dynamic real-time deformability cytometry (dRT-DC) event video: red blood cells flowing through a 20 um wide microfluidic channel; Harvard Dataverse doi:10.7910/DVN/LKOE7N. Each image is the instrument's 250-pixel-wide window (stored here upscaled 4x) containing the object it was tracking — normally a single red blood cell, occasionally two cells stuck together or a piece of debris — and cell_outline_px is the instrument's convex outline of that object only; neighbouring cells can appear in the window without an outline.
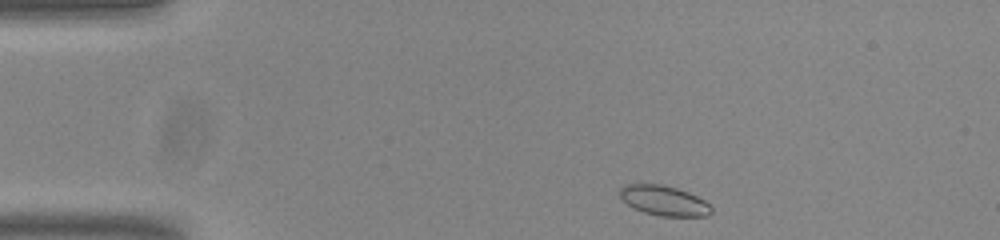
{"species": "common noctule bat (a hibernating species)", "species_latin": "Nyctalus noctula", "temperature_condition": "room temperature", "stored_images_in_passage": 45, "camera_frame_rate_fps": 3000, "um_per_image_px": 0.085, "animal": {"sex": "male", "body_mass_g": 20.0, "forearm_length_mm": 53.3}, "frame": {"image": 1, "passage_image": 1, "time_ms": 0.0, "image_size_px": [1000, 240], "cell_outline_px": [[712, 212], [708, 216], [660, 216], [644, 212], [632, 208], [620, 196], [620, 188], [624, 184], [660, 184], [676, 188], [688, 192], [704, 200], [712, 208]], "centroid_in_image_um": [56.43, 17.05], "position_along_channel_um": 28.6, "area_um2": 15.9}}
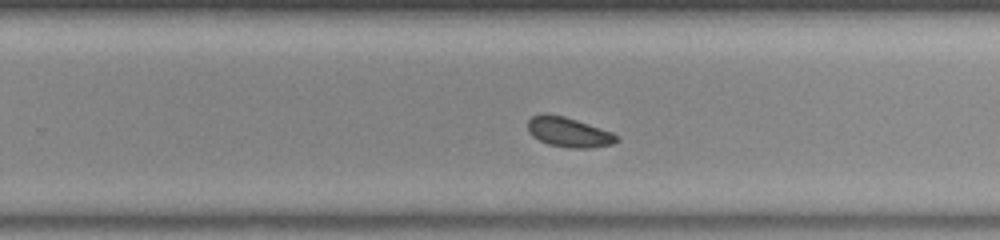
{"frame": {"image": 2, "passage_image": 26, "time_ms": 8.333, "image_size_px": [1000, 240], "cell_outline_px": [[620, 140], [612, 144], [588, 148], [568, 148], [548, 144], [532, 136], [528, 132], [528, 120], [532, 116], [564, 116], [612, 132]], "centroid_in_image_um": [48.36, 11.27], "position_along_channel_um": 281.4, "area_um2": 14.97}}
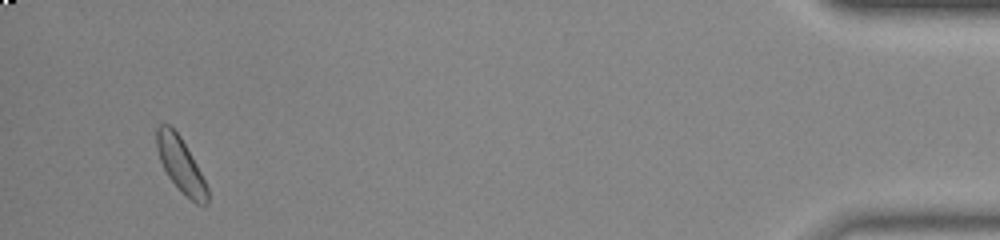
{"frame": {"image": 3, "passage_image": 43, "time_ms": 14.0, "image_size_px": [1000, 240], "cell_outline_px": [[208, 204], [196, 204], [180, 192], [168, 176], [160, 160], [156, 148], [156, 128], [160, 124], [168, 124], [180, 136], [196, 164], [208, 188]], "centroid_in_image_um": [15.34, 14.03], "position_along_channel_um": 419.9, "area_um2": 16.01}, "authors_computed_cell_mechanics": {"area_um2": 15.8372, "velocity_mm_per_s": 3.7897, "shape_relaxation_time_tau1_ms": 2.7905, "shape_relaxation_time_tau2_ms": null, "deformation_change_tau1": 0.0482, "deformation_change_tau2": null}}